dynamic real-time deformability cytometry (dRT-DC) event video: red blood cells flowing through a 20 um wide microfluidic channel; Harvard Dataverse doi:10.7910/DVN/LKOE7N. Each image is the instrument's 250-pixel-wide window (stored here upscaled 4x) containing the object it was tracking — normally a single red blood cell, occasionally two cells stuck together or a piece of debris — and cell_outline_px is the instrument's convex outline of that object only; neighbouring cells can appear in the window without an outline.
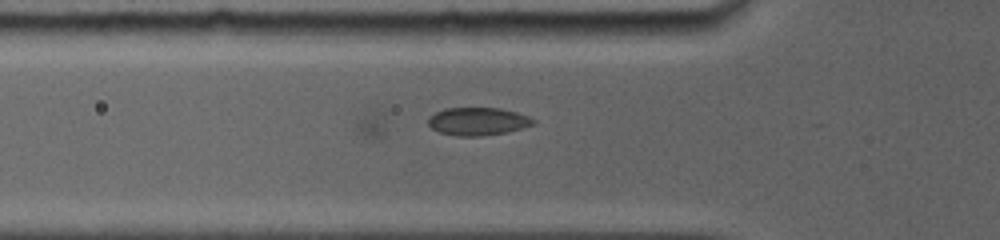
{"species": "common noctule bat (a hibernating species)", "species_latin": "Nyctalus noctula", "temperature_condition": "room temperature", "stored_images_in_passage": 3, "camera_frame_rate_fps": 5000, "um_per_image_px": 0.085, "animal": {"sex": "female", "body_mass_g": 19.0, "forearm_length_mm": 56.7}, "frame": {"image": 1, "passage_image": 3, "time_ms": 0.2, "image_size_px": [1000, 240], "cell_outline_px": [[536, 124], [504, 132], [480, 136], [456, 136], [440, 132], [432, 128], [428, 124], [428, 116], [444, 108], [500, 108], [516, 112], [528, 116], [536, 120]], "centroid_in_image_um": [40.6, 10.31], "position_along_channel_um": 85.2, "area_um2": 16.99}}